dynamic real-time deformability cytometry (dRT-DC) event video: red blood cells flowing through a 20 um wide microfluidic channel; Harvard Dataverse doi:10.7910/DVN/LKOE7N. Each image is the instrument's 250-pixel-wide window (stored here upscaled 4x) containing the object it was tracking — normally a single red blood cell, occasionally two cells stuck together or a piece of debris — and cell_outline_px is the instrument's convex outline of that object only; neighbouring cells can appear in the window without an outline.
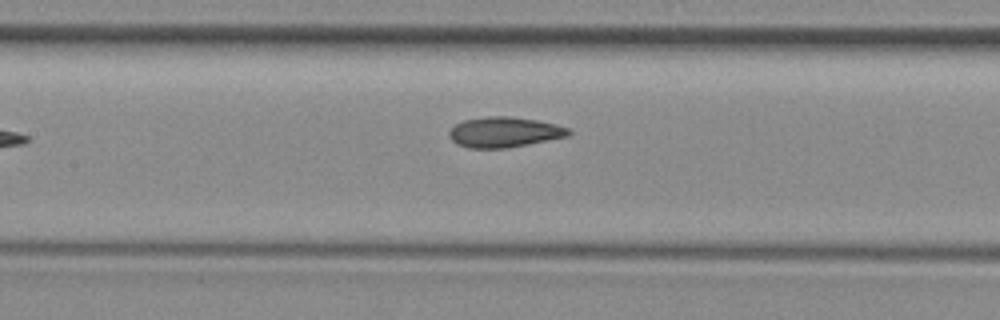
{"species": "common noctule bat (a hibernating species)", "species_latin": "Nyctalus noctula", "temperature_condition": "room temperature", "stored_images_in_passage": 5, "camera_frame_rate_fps": 3000, "um_per_image_px": 0.085, "animal": {"sex": "female", "body_mass_g": 29.2, "forearm_length_mm": 56.3}, "frame": {"image": 1, "passage_image": 4, "time_ms": 3.333, "image_size_px": [1000, 320], "cell_outline_px": [[572, 132], [568, 136], [508, 148], [468, 148], [456, 144], [452, 140], [448, 132], [456, 124], [464, 120], [488, 116], [508, 116], [536, 120], [556, 124], [568, 128]], "centroid_in_image_um": [42.86, 11.23], "position_along_channel_um": 164.5, "area_um2": 21.04}}